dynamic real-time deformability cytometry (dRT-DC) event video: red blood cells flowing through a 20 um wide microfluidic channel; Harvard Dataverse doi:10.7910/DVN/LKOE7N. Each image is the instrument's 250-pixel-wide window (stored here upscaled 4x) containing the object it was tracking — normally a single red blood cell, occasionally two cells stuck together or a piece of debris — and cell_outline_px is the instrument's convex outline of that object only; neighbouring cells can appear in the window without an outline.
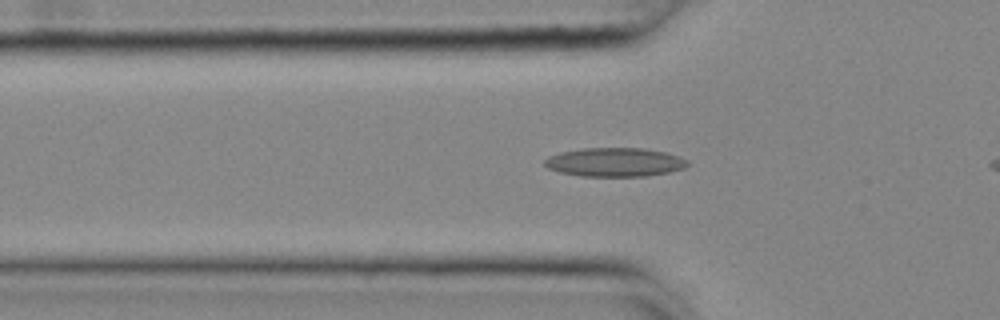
{"species": "common noctule bat (a hibernating species)", "species_latin": "Nyctalus noctula", "temperature_condition": "cold", "stored_images_in_passage": 48, "camera_frame_rate_fps": 3000, "um_per_image_px": 0.085, "animal": {"sex": "female", "body_mass_g": 25.1}, "frame": {"image": 1, "passage_image": 18, "time_ms": 5.667, "image_size_px": [1000, 320], "cell_outline_px": [[688, 164], [684, 168], [668, 172], [648, 176], [580, 176], [560, 172], [548, 168], [544, 164], [544, 160], [548, 156], [560, 152], [584, 148], [644, 148], [664, 152], [680, 156], [688, 160]], "centroid_in_image_um": [52.25, 13.78], "position_along_channel_um": 73.5, "area_um2": 24.04}}
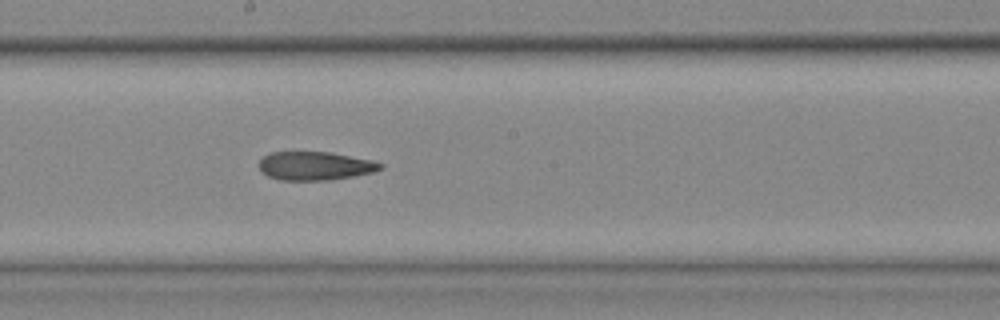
{"frame": {"image": 2, "passage_image": 30, "time_ms": 9.667, "image_size_px": [1000, 320], "cell_outline_px": [[384, 168], [372, 172], [352, 176], [328, 180], [280, 180], [268, 176], [260, 168], [260, 160], [264, 156], [272, 152], [328, 152], [372, 160], [384, 164]], "centroid_in_image_um": [26.8, 14.1], "position_along_channel_um": 221.4, "area_um2": 19.94}}
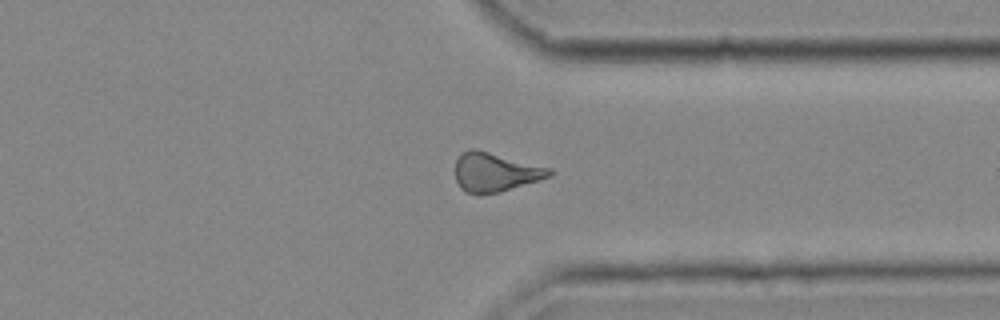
{"frame": {"image": 3, "passage_image": 42, "time_ms": 13.667, "image_size_px": [1000, 320], "cell_outline_px": [[556, 172], [552, 176], [540, 180], [500, 192], [476, 196], [464, 192], [460, 188], [456, 180], [456, 160], [460, 152], [468, 148], [472, 148], [552, 168]], "centroid_in_image_um": [42.09, 14.66], "position_along_channel_um": 369.3, "area_um2": 21.79}, "authors_computed_cell_mechanics": {"area_um2": 21.7906, "velocity_mm_per_s": 3.6976, "shape_relaxation_time_tau1_ms": null, "shape_relaxation_time_tau2_ms": 9.4157, "deformation_change_tau1": null, "deformation_change_tau2": 0.2262}}